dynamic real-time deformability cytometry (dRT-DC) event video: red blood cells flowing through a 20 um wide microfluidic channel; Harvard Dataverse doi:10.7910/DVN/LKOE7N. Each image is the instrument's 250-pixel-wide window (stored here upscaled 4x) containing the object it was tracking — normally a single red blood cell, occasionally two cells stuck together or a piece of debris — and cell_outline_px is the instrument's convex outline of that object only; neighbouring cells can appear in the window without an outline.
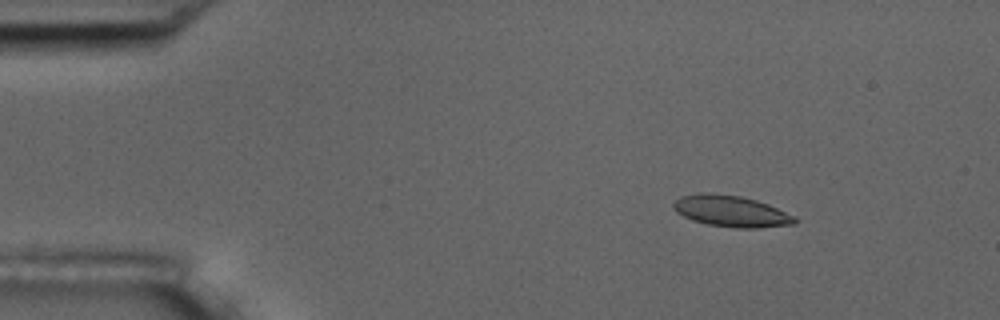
{"species": "common noctule bat (a hibernating species)", "species_latin": "Nyctalus noctula", "temperature_condition": "room temperature", "stored_images_in_passage": 15, "camera_frame_rate_fps": 3000, "um_per_image_px": 0.085, "animal": {"sex": "male", "body_mass_g": 17.5, "forearm_length_mm": 52.3}, "frame": {"image": 1, "passage_image": 3, "time_ms": 0.667, "image_size_px": [1000, 320], "cell_outline_px": [[800, 220], [796, 224], [756, 228], [736, 228], [708, 224], [692, 220], [676, 212], [672, 208], [672, 204], [680, 196], [700, 192], [704, 192], [740, 196], [756, 200], [768, 204], [796, 216]], "centroid_in_image_um": [62.16, 17.95], "position_along_channel_um": 22.8, "area_um2": 22.31}}
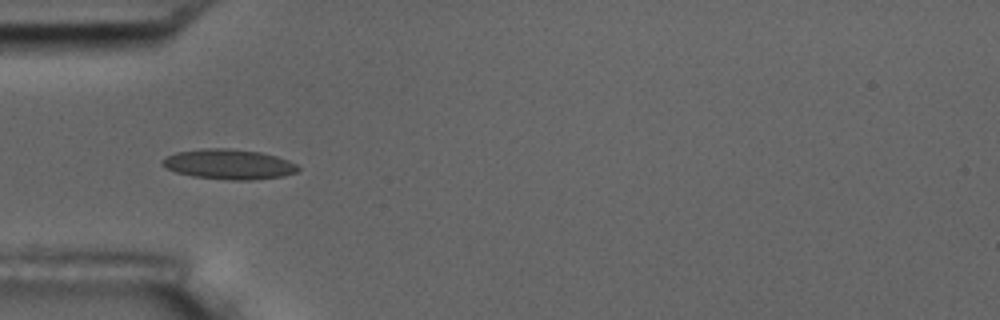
{"frame": {"image": 2, "passage_image": 5, "time_ms": 1.333, "image_size_px": [1000, 320], "cell_outline_px": [[300, 168], [296, 172], [284, 176], [252, 180], [228, 180], [192, 176], [176, 172], [160, 164], [160, 160], [176, 152], [204, 148], [228, 148], [260, 152], [276, 156], [288, 160], [296, 164]], "centroid_in_image_um": [19.45, 13.96], "position_along_channel_um": 65.6, "area_um2": 23.81}}
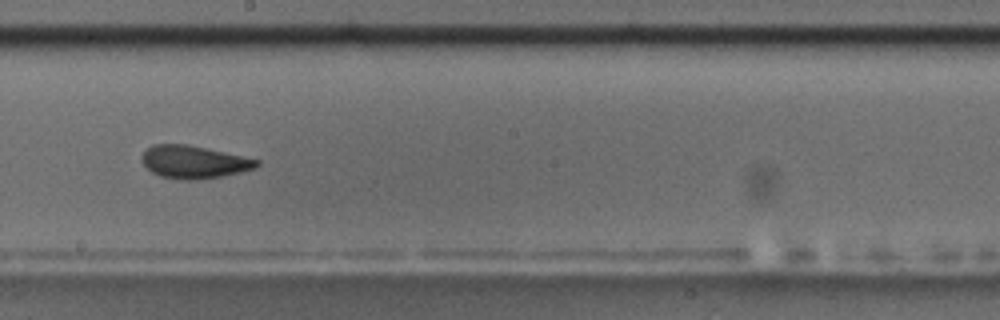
{"frame": {"image": 3, "passage_image": 9, "time_ms": 2.667, "image_size_px": [1000, 320], "cell_outline_px": [[260, 164], [256, 168], [240, 172], [220, 176], [196, 180], [180, 180], [160, 176], [152, 172], [140, 160], [140, 156], [152, 144], [188, 144], [260, 160]], "centroid_in_image_um": [16.46, 13.77], "position_along_channel_um": 231.7, "area_um2": 21.91}}